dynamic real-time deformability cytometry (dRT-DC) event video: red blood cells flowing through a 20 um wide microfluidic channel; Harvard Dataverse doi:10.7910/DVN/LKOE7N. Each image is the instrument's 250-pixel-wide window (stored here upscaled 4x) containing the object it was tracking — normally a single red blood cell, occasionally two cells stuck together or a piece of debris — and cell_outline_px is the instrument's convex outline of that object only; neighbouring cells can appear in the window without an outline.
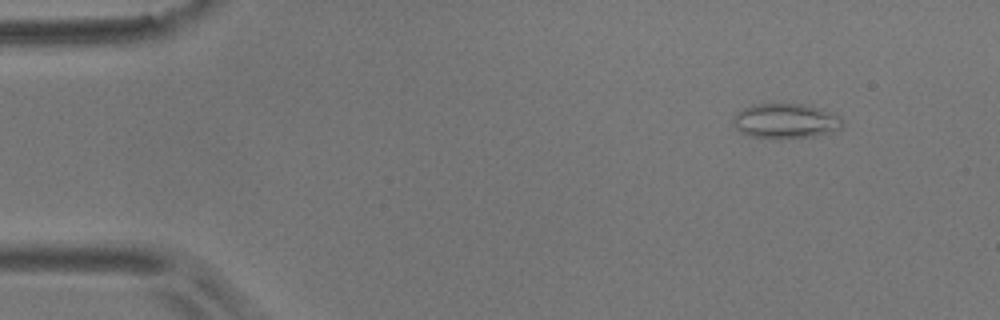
{"species": "common noctule bat (a hibernating species)", "species_latin": "Nyctalus noctula", "temperature_condition": "room temperature", "stored_images_in_passage": 5, "camera_frame_rate_fps": 3000, "um_per_image_px": 0.085, "animal": {"sex": "male", "body_mass_g": 17.9}, "frame": {"image": 1, "passage_image": 1, "time_ms": 0.0, "image_size_px": [1000, 320], "cell_outline_px": [[844, 124], [840, 128], [816, 136], [748, 136], [740, 132], [732, 124], [732, 116], [736, 112], [752, 104], [808, 104], [832, 112], [840, 116], [844, 120]], "centroid_in_image_um": [66.77, 10.23], "position_along_channel_um": 18.2, "area_um2": 21.91}}
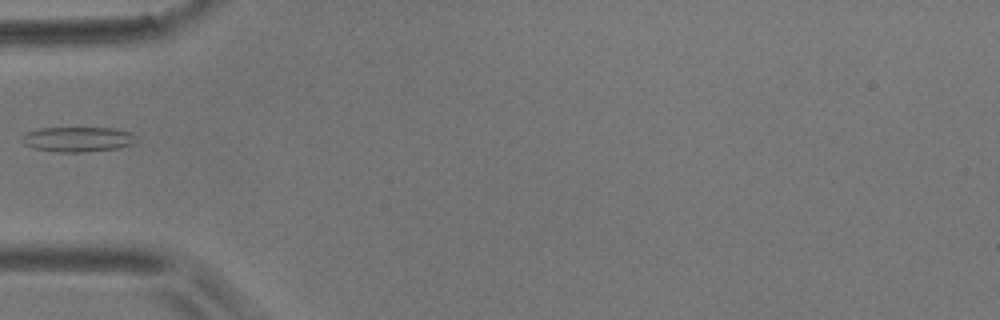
{"frame": {"image": 2, "passage_image": 5, "time_ms": 1.333, "image_size_px": [1000, 320], "cell_outline_px": [[136, 140], [132, 144], [120, 148], [80, 152], [56, 152], [32, 148], [24, 144], [20, 140], [20, 136], [28, 132], [40, 128], [116, 128], [132, 132], [136, 136]], "centroid_in_image_um": [6.6, 11.84], "position_along_channel_um": 78.4, "area_um2": 16.82}}